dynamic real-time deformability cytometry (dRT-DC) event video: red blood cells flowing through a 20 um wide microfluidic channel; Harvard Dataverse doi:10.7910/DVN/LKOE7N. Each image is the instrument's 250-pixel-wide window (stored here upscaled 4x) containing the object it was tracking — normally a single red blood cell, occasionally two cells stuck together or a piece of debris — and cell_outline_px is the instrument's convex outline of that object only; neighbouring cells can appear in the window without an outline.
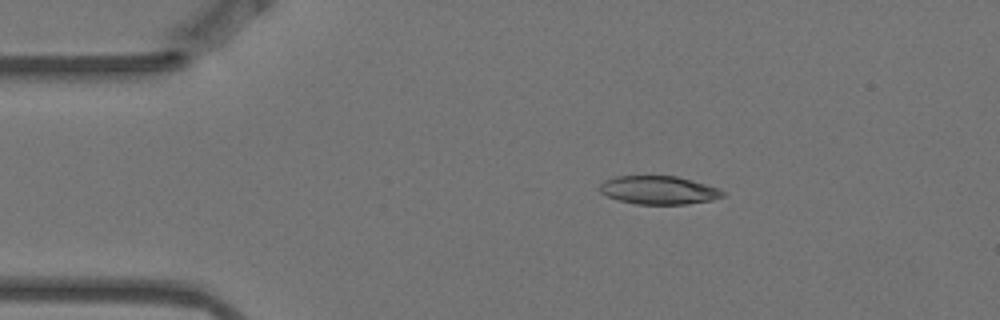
{"species": "Egyptian fruit bat (a non-hibernating species)", "species_latin": "Rousettus aegyptiacus", "temperature_condition": "warm", "stored_images_in_passage": 10, "camera_frame_rate_fps": 3000, "um_per_image_px": 0.085, "animal": {"sex": "female"}, "frame": {"image": 1, "passage_image": 2, "time_ms": 0.333, "image_size_px": [1000, 320], "cell_outline_px": [[724, 196], [712, 200], [684, 204], [636, 204], [620, 200], [608, 196], [600, 192], [600, 184], [604, 180], [616, 176], [676, 176], [692, 180], [720, 188], [724, 192]], "centroid_in_image_um": [56.0, 16.15], "position_along_channel_um": 29.0, "area_um2": 20.23}}
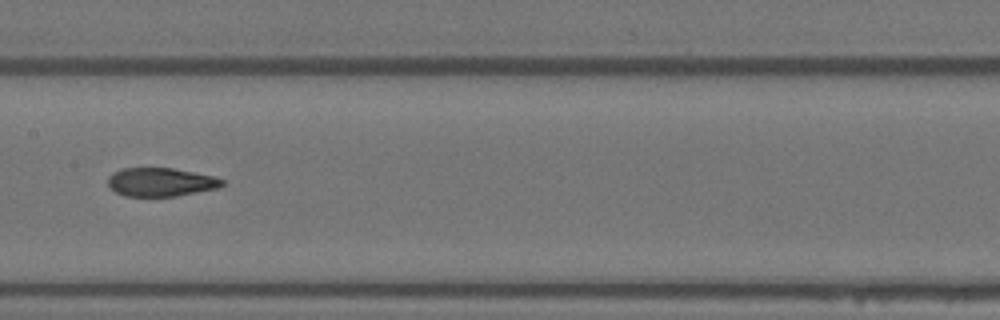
{"frame": {"image": 2, "passage_image": 7, "time_ms": 2.0, "image_size_px": [1000, 320], "cell_outline_px": [[224, 184], [220, 188], [176, 196], [124, 196], [108, 188], [108, 176], [112, 172], [120, 168], [172, 168], [216, 176], [224, 180]], "centroid_in_image_um": [13.66, 15.47], "position_along_channel_um": 193.7, "area_um2": 19.31}}
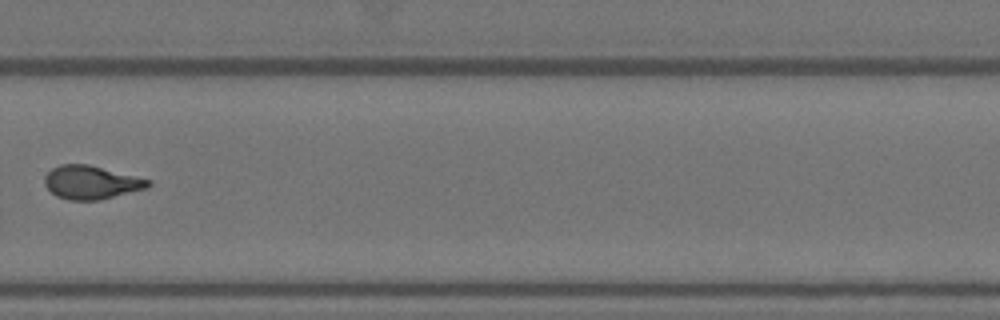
{"frame": {"image": 3, "passage_image": 10, "time_ms": 3.0, "image_size_px": [1000, 320], "cell_outline_px": [[152, 184], [144, 188], [100, 200], [68, 200], [56, 196], [44, 184], [44, 176], [52, 168], [60, 164], [88, 164], [152, 180]], "centroid_in_image_um": [7.72, 15.49], "position_along_channel_um": 322.1, "area_um2": 20.06}}